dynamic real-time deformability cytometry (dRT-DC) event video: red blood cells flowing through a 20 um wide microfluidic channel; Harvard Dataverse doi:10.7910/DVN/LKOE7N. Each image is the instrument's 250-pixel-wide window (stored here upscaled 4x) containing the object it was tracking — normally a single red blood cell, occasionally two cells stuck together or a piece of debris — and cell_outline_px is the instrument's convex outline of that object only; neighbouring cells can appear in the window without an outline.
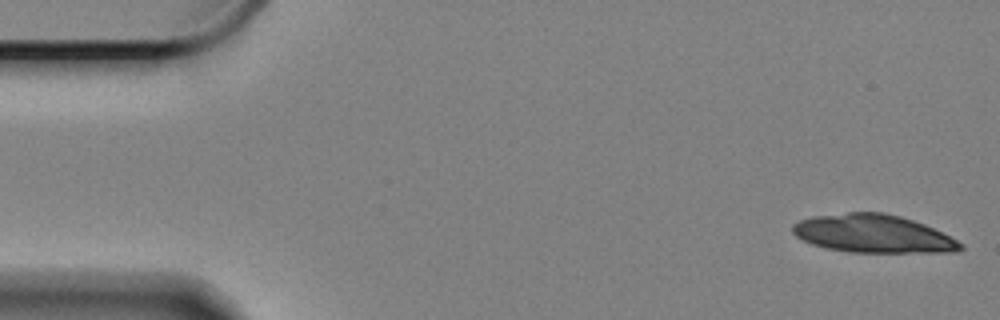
{"species": "Egyptian fruit bat (a non-hibernating species)", "species_latin": "Rousettus aegyptiacus", "temperature_condition": "cold", "stored_images_in_passage": 16, "camera_frame_rate_fps": 3000, "um_per_image_px": 0.085, "animal": {"sex": "female"}, "frame": {"image": 1, "passage_image": 1, "time_ms": 0.0, "image_size_px": [1000, 320], "cell_outline_px": [[964, 248], [952, 252], [848, 252], [828, 248], [812, 244], [796, 236], [792, 232], [792, 224], [800, 220], [812, 216], [848, 212], [884, 212], [900, 216], [924, 224], [964, 244]], "centroid_in_image_um": [74.19, 19.86], "position_along_channel_um": 10.8, "area_um2": 37.05}}